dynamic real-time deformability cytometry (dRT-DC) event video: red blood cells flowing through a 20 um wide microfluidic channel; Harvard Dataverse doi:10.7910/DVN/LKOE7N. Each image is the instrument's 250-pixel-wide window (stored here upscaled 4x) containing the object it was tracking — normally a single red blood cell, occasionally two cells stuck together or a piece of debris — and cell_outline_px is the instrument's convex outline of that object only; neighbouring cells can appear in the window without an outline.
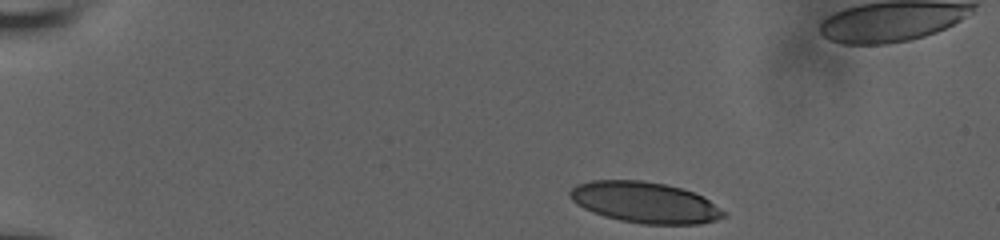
{"species": "human", "species_latin": "Homo sapiens", "temperature_condition": "room temperature", "stored_images_in_passage": 47, "camera_frame_rate_fps": 3000, "um_per_image_px": 0.085, "donor": {"sex": "male"}, "frame": {"image": 1, "passage_image": 1, "time_ms": 0.0, "image_size_px": [1000, 240], "cell_outline_px": [[728, 216], [716, 220], [700, 224], [640, 224], [620, 220], [604, 216], [592, 212], [576, 204], [568, 196], [568, 192], [576, 184], [592, 180], [644, 180], [664, 184], [680, 188], [704, 196], [728, 212]], "centroid_in_image_um": [54.84, 17.21], "position_along_channel_um": 30.2, "area_um2": 37.11}}
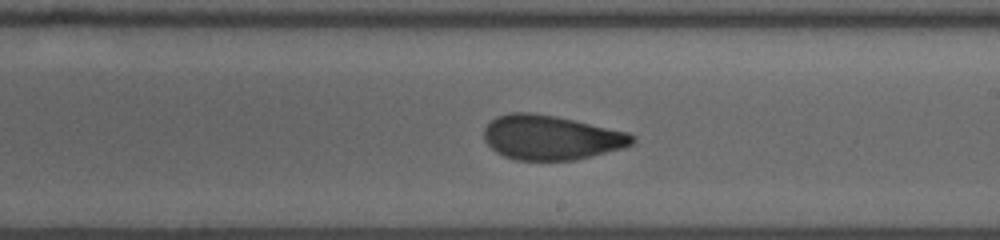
{"frame": {"image": 2, "passage_image": 25, "time_ms": 8.0, "image_size_px": [1000, 240], "cell_outline_px": [[636, 140], [632, 144], [624, 148], [576, 160], [516, 160], [504, 156], [496, 152], [484, 140], [484, 128], [496, 116], [508, 112], [532, 112], [556, 116], [628, 132], [636, 136]], "centroid_in_image_um": [46.85, 11.68], "position_along_channel_um": 242.2, "area_um2": 38.67}}
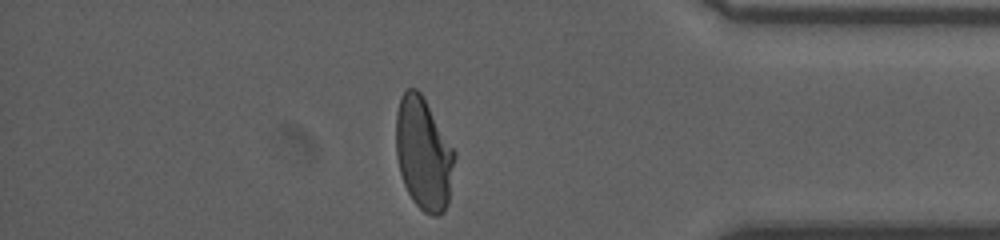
{"frame": {"image": 3, "passage_image": 39, "time_ms": 12.667, "image_size_px": [1000, 240], "cell_outline_px": [[456, 156], [448, 204], [444, 212], [436, 216], [432, 216], [424, 212], [412, 200], [404, 184], [400, 172], [396, 156], [396, 112], [400, 96], [408, 88], [416, 88], [420, 92], [456, 152]], "centroid_in_image_um": [36.0, 13.08], "position_along_channel_um": 399.2, "area_um2": 38.49}, "authors_computed_cell_mechanics": {"area_um2": 38.4948, "velocity_mm_per_s": 3.8373, "shape_relaxation_time_tau1_ms": 11.2126, "shape_relaxation_time_tau2_ms": 1.2657, "deformation_change_tau1": 0.2729, "deformation_change_tau2": 0.0791}}